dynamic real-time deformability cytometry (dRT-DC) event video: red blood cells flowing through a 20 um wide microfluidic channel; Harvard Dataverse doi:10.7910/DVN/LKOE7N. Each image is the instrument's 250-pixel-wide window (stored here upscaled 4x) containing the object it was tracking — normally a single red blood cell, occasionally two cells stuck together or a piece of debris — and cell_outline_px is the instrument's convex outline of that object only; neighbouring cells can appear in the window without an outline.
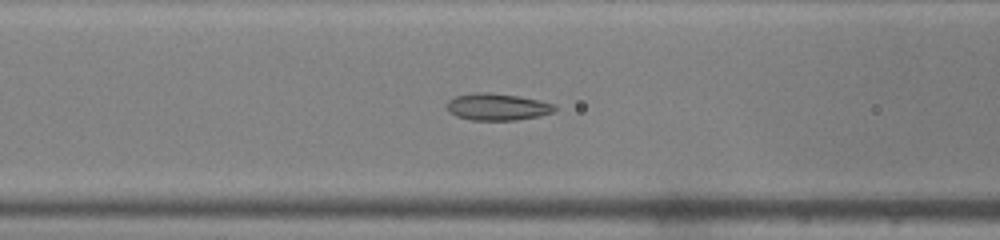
{"species": "common noctule bat (a hibernating species)", "species_latin": "Nyctalus noctula", "temperature_condition": "warm", "stored_images_in_passage": 40, "camera_frame_rate_fps": 3000, "um_per_image_px": 0.085, "animal": {"sex": "male", "body_mass_g": 19.0, "forearm_length_mm": 50.8}, "frame": {"image": 1, "passage_image": 12, "time_ms": 3.667, "image_size_px": [1000, 240], "cell_outline_px": [[556, 108], [552, 112], [540, 116], [516, 120], [472, 120], [456, 116], [448, 112], [448, 100], [456, 96], [480, 92], [488, 92], [516, 96], [536, 100], [552, 104]], "centroid_in_image_um": [42.23, 9.09], "position_along_channel_um": 124.4, "area_um2": 16.59}}
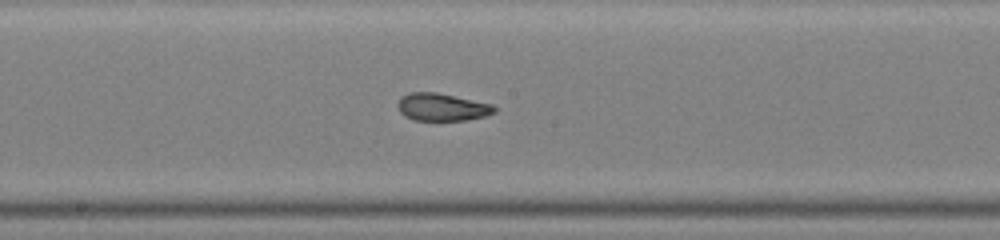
{"frame": {"image": 2, "passage_image": 18, "time_ms": 5.667, "image_size_px": [1000, 240], "cell_outline_px": [[496, 112], [484, 116], [464, 120], [416, 120], [404, 116], [400, 112], [396, 104], [408, 92], [436, 92], [492, 104], [496, 108]], "centroid_in_image_um": [37.56, 9.1], "position_along_channel_um": 210.6, "area_um2": 15.37}}
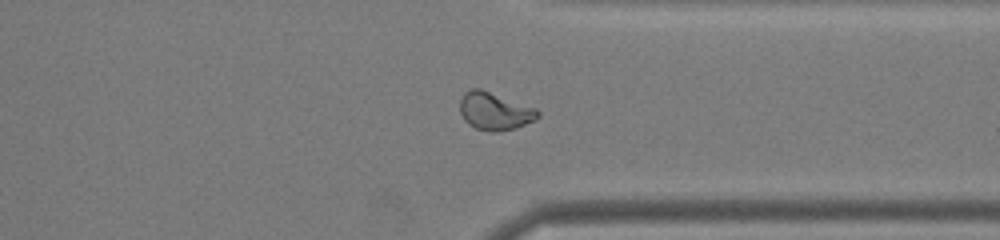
{"frame": {"image": 3, "passage_image": 29, "time_ms": 9.333, "image_size_px": [1000, 240], "cell_outline_px": [[540, 116], [536, 120], [516, 128], [496, 132], [488, 132], [476, 128], [468, 124], [464, 120], [460, 112], [460, 100], [464, 92], [472, 88], [480, 88], [536, 108], [540, 112]], "centroid_in_image_um": [42.05, 9.46], "position_along_channel_um": 369.3, "area_um2": 17.28}, "authors_computed_cell_mechanics": {"area_um2": 16.762, "velocity_mm_per_s": 4.3264, "shape_relaxation_time_tau1_ms": 10.2403, "shape_relaxation_time_tau2_ms": 1.0949, "deformation_change_tau1": 0.2251, "deformation_change_tau2": 0.0695}}